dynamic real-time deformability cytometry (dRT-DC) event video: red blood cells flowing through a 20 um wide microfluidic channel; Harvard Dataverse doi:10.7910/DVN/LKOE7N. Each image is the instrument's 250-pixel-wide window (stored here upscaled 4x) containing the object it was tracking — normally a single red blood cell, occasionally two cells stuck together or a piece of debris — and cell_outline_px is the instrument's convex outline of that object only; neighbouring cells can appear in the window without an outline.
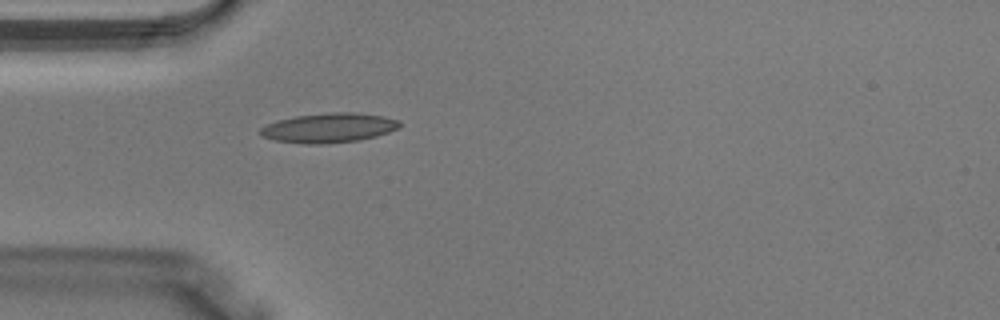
{"species": "Egyptian fruit bat (a non-hibernating species)", "species_latin": "Rousettus aegyptiacus", "temperature_condition": "warm", "stored_images_in_passage": 27, "camera_frame_rate_fps": 3000, "um_per_image_px": 0.085, "animal": {"sex": "male"}, "frame": {"image": 1, "passage_image": 1, "time_ms": 0.0, "image_size_px": [1000, 320], "cell_outline_px": [[400, 128], [376, 136], [360, 140], [324, 144], [304, 144], [276, 140], [260, 136], [256, 132], [260, 128], [276, 120], [296, 116], [332, 112], [352, 112], [384, 116], [400, 120]], "centroid_in_image_um": [27.94, 10.87], "position_along_channel_um": 57.1, "area_um2": 24.16}}
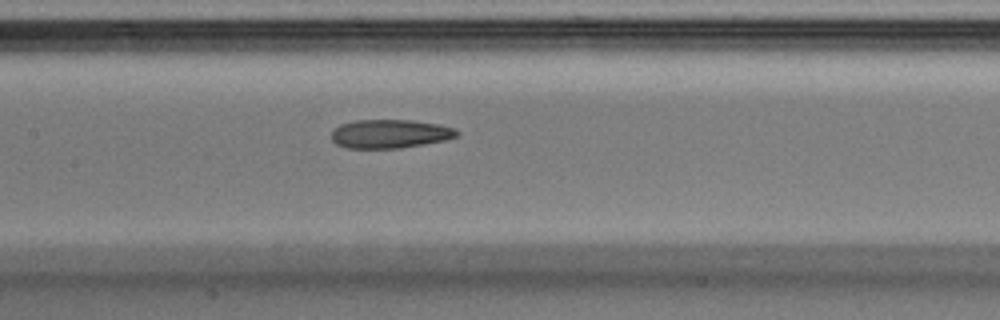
{"frame": {"image": 2, "passage_image": 8, "time_ms": 2.333, "image_size_px": [1000, 320], "cell_outline_px": [[460, 136], [444, 140], [424, 144], [400, 148], [348, 148], [336, 144], [332, 140], [332, 132], [340, 124], [356, 120], [412, 120], [436, 124], [456, 128], [460, 132]], "centroid_in_image_um": [33.18, 11.37], "position_along_channel_um": 174.2, "area_um2": 20.98}}
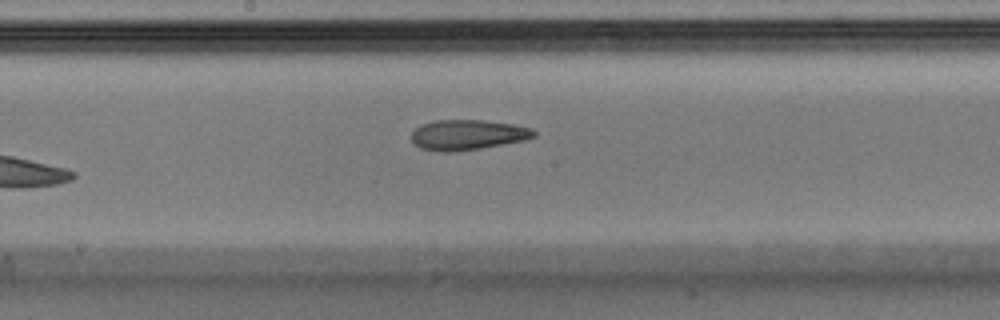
{"frame": {"image": 3, "passage_image": 10, "time_ms": 3.0, "image_size_px": [1000, 320], "cell_outline_px": [[536, 136], [528, 140], [480, 148], [448, 152], [440, 152], [420, 148], [412, 144], [412, 132], [420, 124], [436, 120], [484, 120], [512, 124], [528, 128], [536, 132]], "centroid_in_image_um": [39.72, 11.46], "position_along_channel_um": 208.5, "area_um2": 21.62}}